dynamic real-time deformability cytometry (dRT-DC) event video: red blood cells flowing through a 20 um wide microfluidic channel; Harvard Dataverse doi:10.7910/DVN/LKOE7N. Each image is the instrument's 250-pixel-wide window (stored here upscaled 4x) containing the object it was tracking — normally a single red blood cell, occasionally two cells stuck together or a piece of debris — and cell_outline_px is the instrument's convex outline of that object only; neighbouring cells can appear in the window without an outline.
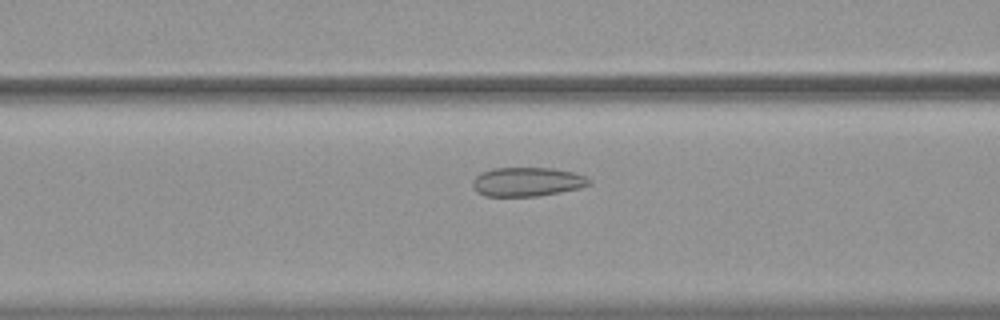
{"species": "common noctule bat (a hibernating species)", "species_latin": "Nyctalus noctula", "temperature_condition": "warm", "stored_images_in_passage": 55, "camera_frame_rate_fps": 3000, "um_per_image_px": 0.085, "animal": {"sex": "female", "body_mass_g": 19.9}, "frame": {"image": 1, "passage_image": 23, "time_ms": 7.333, "image_size_px": [1000, 320], "cell_outline_px": [[592, 184], [580, 188], [560, 192], [536, 196], [484, 196], [476, 192], [472, 188], [472, 180], [480, 172], [492, 168], [552, 168], [576, 172], [592, 180]], "centroid_in_image_um": [44.8, 15.45], "position_along_channel_um": 121.8, "area_um2": 20.0}}
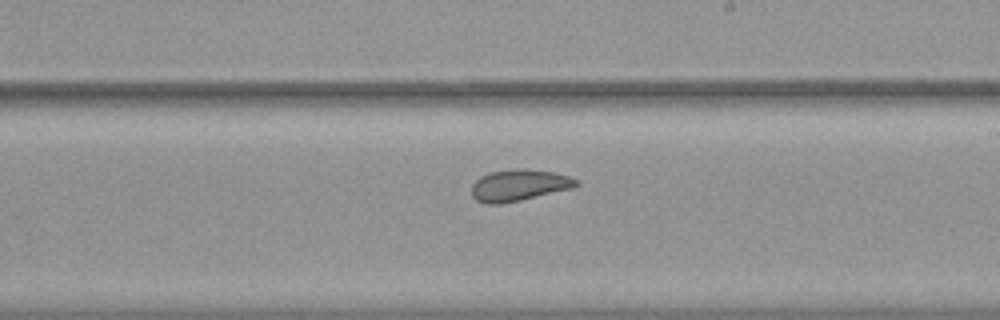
{"frame": {"image": 2, "passage_image": 33, "time_ms": 10.667, "image_size_px": [1000, 320], "cell_outline_px": [[580, 184], [572, 188], [520, 200], [500, 204], [484, 204], [476, 200], [472, 196], [472, 184], [480, 176], [492, 172], [524, 168], [556, 172], [580, 180]], "centroid_in_image_um": [44.13, 15.74], "position_along_channel_um": 244.9, "area_um2": 19.19}}
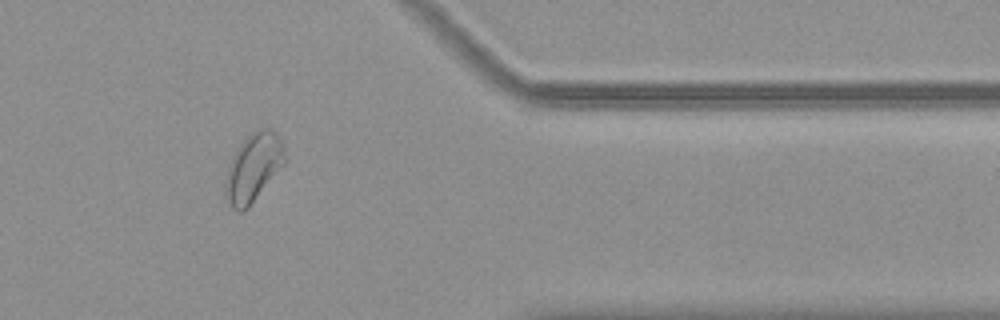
{"frame": {"image": 3, "passage_image": 46, "time_ms": 15.0, "image_size_px": [1000, 320], "cell_outline_px": [[284, 164], [248, 208], [244, 212], [236, 212], [224, 200], [224, 192], [228, 168], [232, 156], [236, 148], [252, 132], [260, 128], [272, 128], [280, 136], [284, 144]], "centroid_in_image_um": [21.52, 14.26], "position_along_channel_um": 389.9, "area_um2": 23.81}, "authors_computed_cell_mechanics": {"area_um2": 23.409, "velocity_mm_per_s": 3.7018, "shape_relaxation_time_tau1_ms": 3.9161, "shape_relaxation_time_tau2_ms": 1.3132, "deformation_change_tau1": 0.0758, "deformation_change_tau2": 0.0589}}